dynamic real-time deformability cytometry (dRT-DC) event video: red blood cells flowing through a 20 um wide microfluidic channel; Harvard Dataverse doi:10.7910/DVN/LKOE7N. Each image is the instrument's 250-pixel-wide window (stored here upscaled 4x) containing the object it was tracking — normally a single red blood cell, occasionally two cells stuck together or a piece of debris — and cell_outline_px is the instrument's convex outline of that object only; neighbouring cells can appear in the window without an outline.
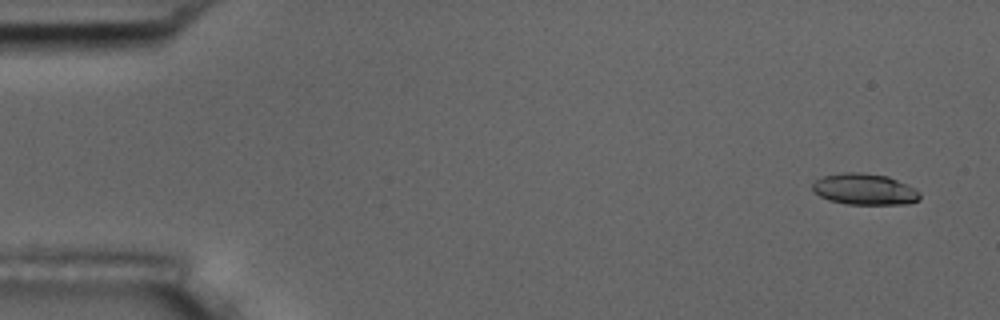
{"species": "common noctule bat (a hibernating species)", "species_latin": "Nyctalus noctula", "temperature_condition": "room temperature", "stored_images_in_passage": 5, "camera_frame_rate_fps": 3000, "um_per_image_px": 0.085, "animal": {"sex": "male", "body_mass_g": 17.5, "forearm_length_mm": 52.3}, "frame": {"image": 1, "passage_image": 1, "time_ms": 0.0, "image_size_px": [1000, 320], "cell_outline_px": [[920, 200], [908, 204], [844, 204], [828, 200], [820, 196], [812, 188], [812, 184], [816, 180], [824, 176], [840, 172], [860, 172], [888, 176], [920, 192]], "centroid_in_image_um": [73.47, 16.09], "position_along_channel_um": 11.5, "area_um2": 19.48}}